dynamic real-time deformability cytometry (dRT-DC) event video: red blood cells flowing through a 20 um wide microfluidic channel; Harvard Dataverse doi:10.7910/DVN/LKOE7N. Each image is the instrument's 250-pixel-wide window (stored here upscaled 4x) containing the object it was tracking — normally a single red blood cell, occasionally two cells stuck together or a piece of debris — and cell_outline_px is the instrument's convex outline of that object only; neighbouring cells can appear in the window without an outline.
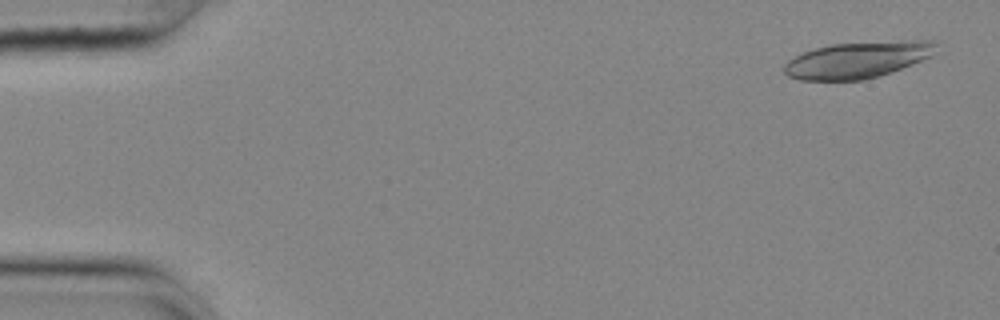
{"species": "common noctule bat (a hibernating species)", "species_latin": "Nyctalus noctula", "temperature_condition": "cold", "stored_images_in_passage": 53, "camera_frame_rate_fps": 3000, "um_per_image_px": 0.085, "animal": {"sex": "female", "body_mass_g": 25.1}, "frame": {"image": 1, "passage_image": 2, "time_ms": 0.333, "image_size_px": [1000, 320], "cell_outline_px": [[936, 44], [932, 56], [912, 64], [880, 76], [864, 80], [800, 80], [788, 76], [784, 72], [784, 64], [788, 60], [804, 52], [816, 48], [832, 44], [900, 40], [932, 40]], "centroid_in_image_um": [72.89, 5.09], "position_along_channel_um": 12.1, "area_um2": 32.19}}
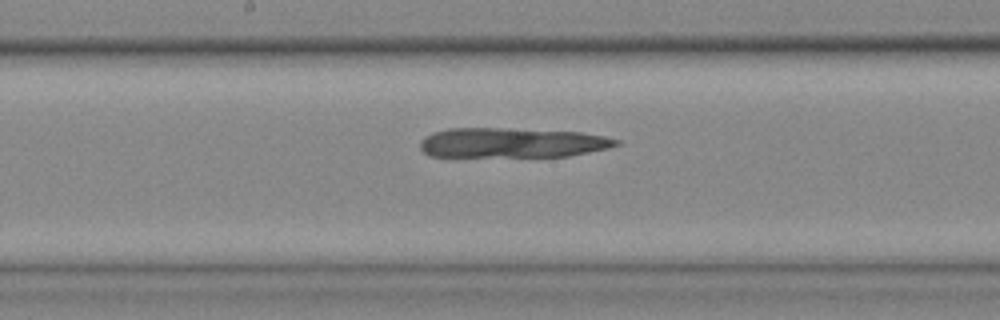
{"frame": {"image": 2, "passage_image": 28, "time_ms": 9.0, "image_size_px": [1000, 320], "cell_outline_px": [[620, 144], [608, 148], [568, 156], [432, 156], [424, 152], [420, 148], [420, 140], [424, 136], [432, 132], [448, 128], [504, 128], [580, 132], [604, 136], [620, 140]], "centroid_in_image_um": [43.49, 12.12], "position_along_channel_um": 204.7, "area_um2": 33.99}}
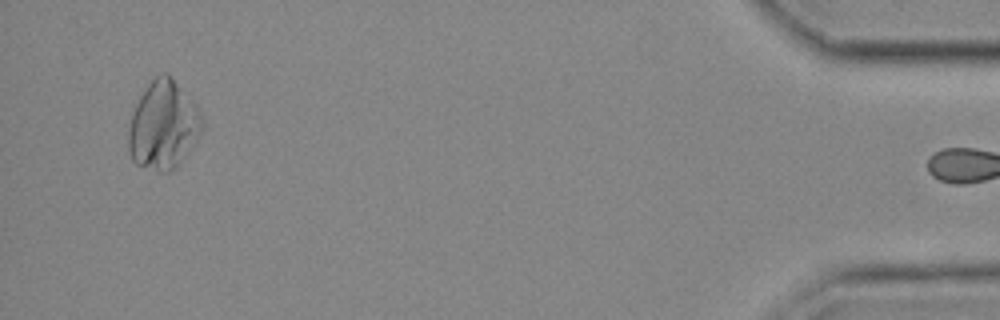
{"frame": {"image": 3, "passage_image": 52, "time_ms": 17.0, "image_size_px": [1000, 320], "cell_outline_px": [[204, 128], [188, 152], [172, 172], [160, 172], [136, 164], [132, 160], [128, 152], [128, 132], [132, 112], [140, 96], [148, 84], [160, 72], [168, 72], [196, 104], [204, 120]], "centroid_in_image_um": [13.89, 10.64], "position_along_channel_um": 421.3, "area_um2": 38.21}}